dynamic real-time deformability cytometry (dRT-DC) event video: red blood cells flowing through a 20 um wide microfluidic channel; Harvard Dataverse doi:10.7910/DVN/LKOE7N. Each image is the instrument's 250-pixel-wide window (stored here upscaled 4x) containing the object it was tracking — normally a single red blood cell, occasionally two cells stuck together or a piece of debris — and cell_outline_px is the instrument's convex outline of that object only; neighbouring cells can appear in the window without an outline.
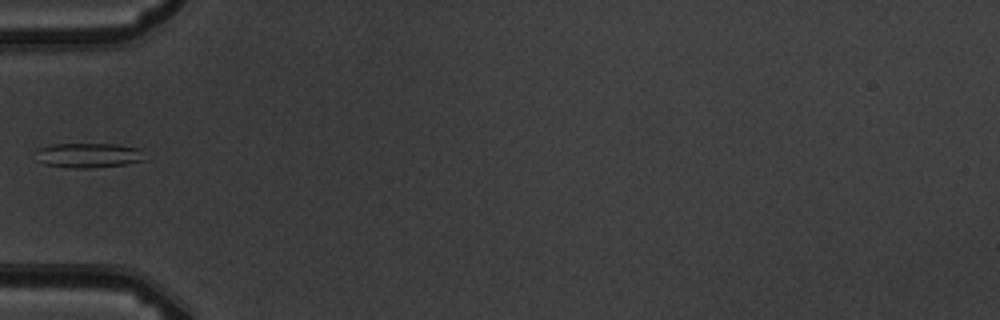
{"species": "common noctule bat (a hibernating species)", "species_latin": "Nyctalus noctula", "temperature_condition": "warm", "stored_images_in_passage": 8, "camera_frame_rate_fps": 3000, "um_per_image_px": 0.085, "animal": {"sex": "male", "body_mass_g": 19.5, "forearm_length_mm": 54.6}, "frame": {"image": 1, "passage_image": 6, "time_ms": 5.667, "image_size_px": [1000, 320], "cell_outline_px": [[144, 160], [124, 164], [88, 168], [72, 168], [44, 164], [36, 160], [40, 148], [52, 144], [116, 144], [140, 148]], "centroid_in_image_um": [7.51, 13.2], "position_along_channel_um": 77.5, "area_um2": 15.49}}
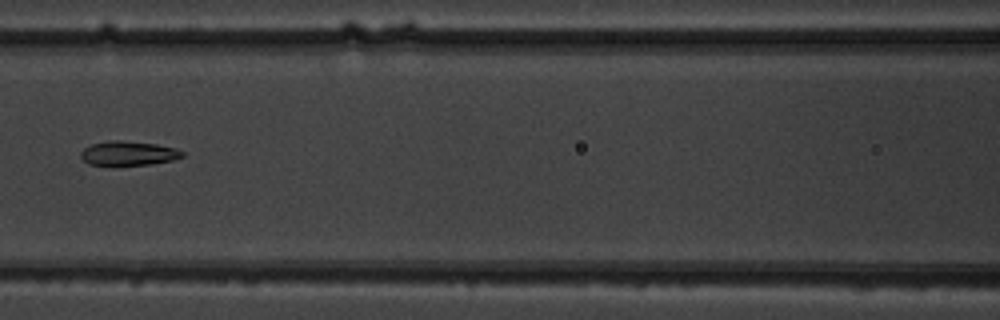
{"frame": {"image": 2, "passage_image": 8, "time_ms": 7.667, "image_size_px": [1000, 320], "cell_outline_px": [[184, 156], [172, 160], [152, 164], [88, 164], [80, 156], [80, 152], [84, 148], [92, 144], [108, 140], [120, 140], [156, 144], [176, 148], [184, 152]], "centroid_in_image_um": [10.92, 13.01], "position_along_channel_um": 155.7, "area_um2": 14.16}}